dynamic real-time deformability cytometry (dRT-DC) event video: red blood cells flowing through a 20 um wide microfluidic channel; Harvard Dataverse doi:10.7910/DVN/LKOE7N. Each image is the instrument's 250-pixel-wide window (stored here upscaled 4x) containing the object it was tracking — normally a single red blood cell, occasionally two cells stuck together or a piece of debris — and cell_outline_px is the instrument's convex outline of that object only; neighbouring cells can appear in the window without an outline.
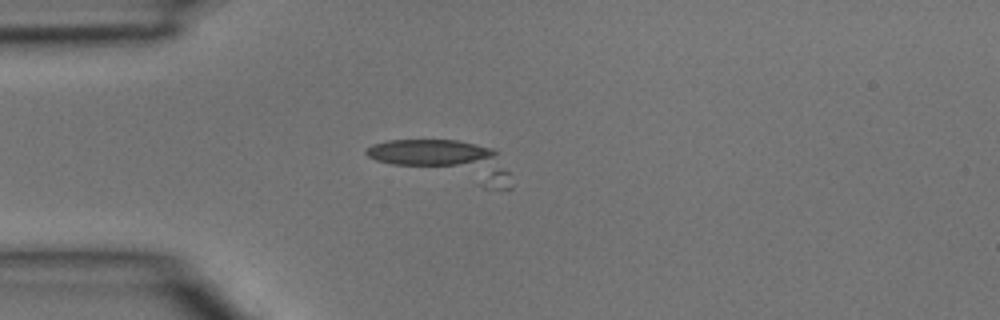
{"species": "common noctule bat (a hibernating species)", "species_latin": "Nyctalus noctula", "temperature_condition": "room temperature", "stored_images_in_passage": 6, "segment_of_instrument_passage": [2, 2], "camera_frame_rate_fps": 3000, "um_per_image_px": 0.085, "animal": {"sex": "male", "body_mass_g": 15.6}, "frame": {"image": 1, "passage_image": 4, "time_ms": 1.0, "image_size_px": [1000, 320], "cell_outline_px": [[512, 188], [484, 188], [376, 160], [368, 156], [364, 152], [364, 148], [372, 144], [388, 140], [456, 140], [476, 144], [492, 148], [500, 152], [508, 172]], "centroid_in_image_um": [37.91, 13.64], "position_along_channel_um": 47.1, "area_um2": 33.12}}